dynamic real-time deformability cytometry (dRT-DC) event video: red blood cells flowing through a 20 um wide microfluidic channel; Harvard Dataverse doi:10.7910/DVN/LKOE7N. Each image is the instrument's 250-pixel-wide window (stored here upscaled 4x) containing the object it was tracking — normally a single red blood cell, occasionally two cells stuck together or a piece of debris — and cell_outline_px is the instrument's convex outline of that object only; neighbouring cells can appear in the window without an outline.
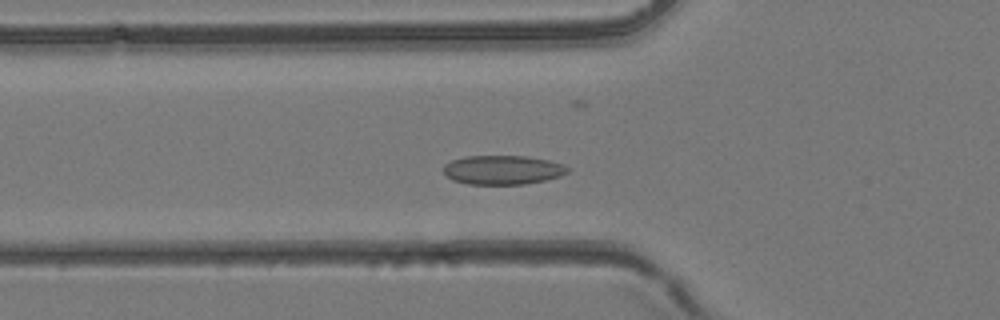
{"species": "common noctule bat (a hibernating species)", "species_latin": "Nyctalus noctula", "temperature_condition": "room temperature", "stored_images_in_passage": 40, "camera_frame_rate_fps": 3000, "um_per_image_px": 0.085, "animal": {"sex": "female", "body_mass_g": 24.6, "forearm_length_mm": 56.2}, "frame": {"image": 1, "passage_image": 11, "time_ms": 3.333, "image_size_px": [1000, 320], "cell_outline_px": [[568, 172], [560, 176], [544, 180], [524, 184], [468, 184], [452, 180], [444, 172], [444, 164], [452, 160], [464, 156], [524, 156], [548, 160], [564, 164], [568, 168]], "centroid_in_image_um": [42.72, 14.44], "position_along_channel_um": 83.1, "area_um2": 20.98}}
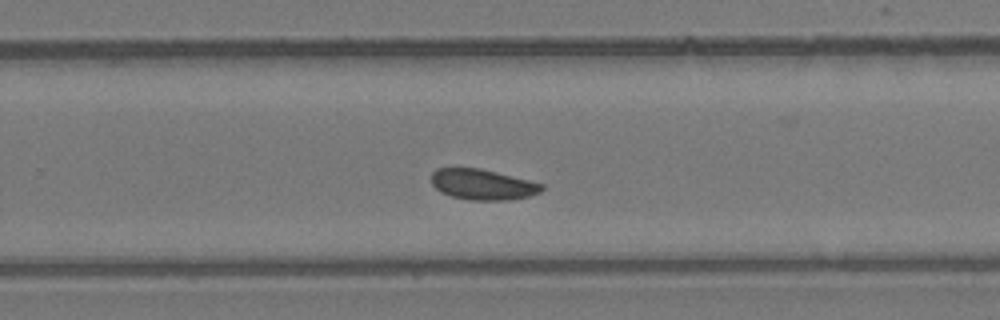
{"frame": {"image": 2, "passage_image": 24, "time_ms": 7.667, "image_size_px": [1000, 320], "cell_outline_px": [[544, 188], [540, 192], [528, 196], [508, 200], [468, 200], [452, 196], [440, 192], [432, 184], [432, 172], [436, 168], [480, 168], [544, 184]], "centroid_in_image_um": [41.01, 15.68], "position_along_channel_um": 288.8, "area_um2": 19.59}}
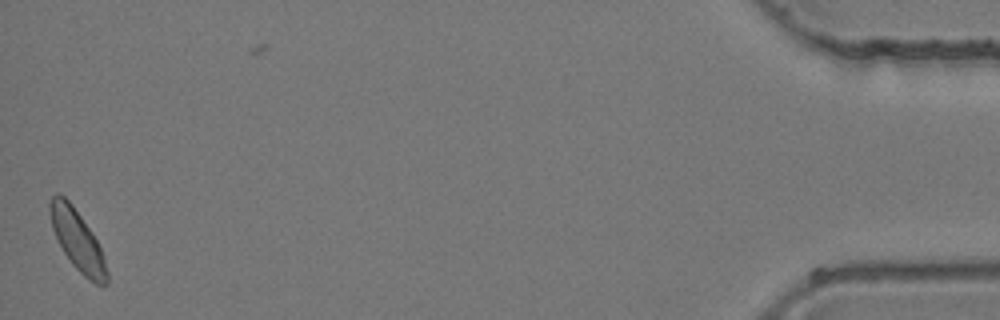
{"frame": {"image": 3, "passage_image": 39, "time_ms": 12.667, "image_size_px": [1000, 320], "cell_outline_px": [[108, 284], [96, 284], [88, 280], [72, 264], [64, 252], [52, 228], [48, 212], [48, 204], [52, 196], [56, 192], [64, 196], [72, 204], [92, 232], [104, 256], [108, 272]], "centroid_in_image_um": [6.57, 20.4], "position_along_channel_um": 428.6, "area_um2": 20.0}}